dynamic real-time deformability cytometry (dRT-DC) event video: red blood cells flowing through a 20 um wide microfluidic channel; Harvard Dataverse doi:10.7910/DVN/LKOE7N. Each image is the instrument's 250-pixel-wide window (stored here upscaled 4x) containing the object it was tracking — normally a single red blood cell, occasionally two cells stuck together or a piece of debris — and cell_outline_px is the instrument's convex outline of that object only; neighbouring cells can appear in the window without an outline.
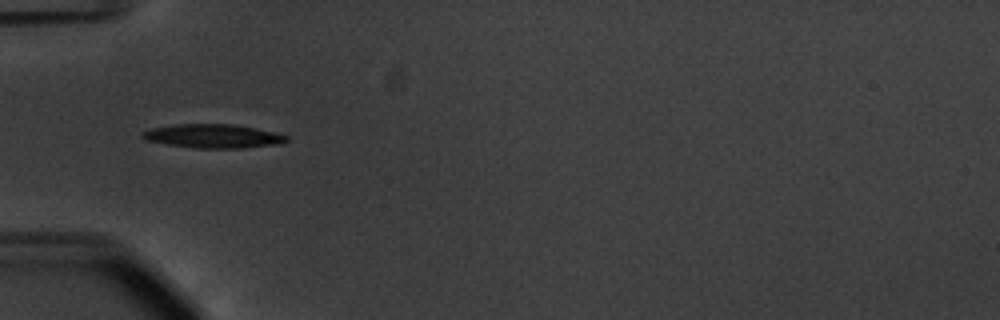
{"species": "common noctule bat (a hibernating species)", "species_latin": "Nyctalus noctula", "temperature_condition": "warm", "stored_images_in_passage": 39, "camera_frame_rate_fps": 3000, "um_per_image_px": 0.085, "animal": {"sex": "male", "body_mass_g": 20.1, "forearm_length_mm": 53.5}, "frame": {"image": 1, "passage_image": 3, "time_ms": 0.667, "image_size_px": [1000, 320], "cell_outline_px": [[288, 140], [276, 144], [240, 148], [196, 148], [168, 144], [144, 140], [140, 136], [140, 132], [152, 128], [176, 124], [236, 124], [276, 132], [288, 136]], "centroid_in_image_um": [18.08, 11.56], "position_along_channel_um": 66.9, "area_um2": 20.0}}
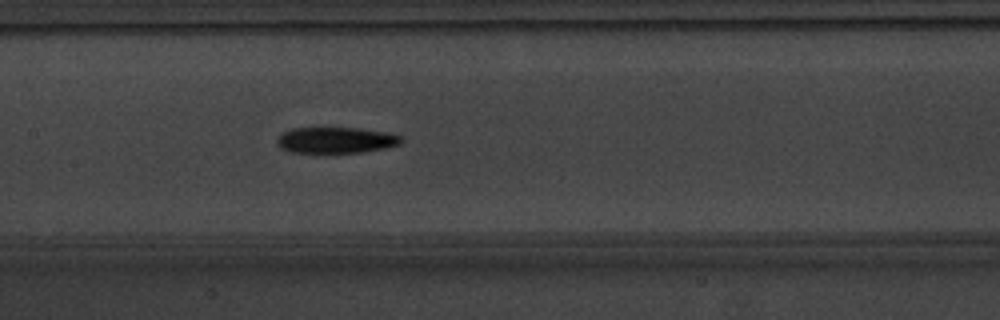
{"frame": {"image": 2, "passage_image": 12, "time_ms": 3.667, "image_size_px": [1000, 320], "cell_outline_px": [[404, 140], [400, 144], [384, 148], [360, 152], [292, 152], [280, 148], [276, 144], [276, 140], [280, 132], [292, 128], [360, 128], [388, 132], [400, 136]], "centroid_in_image_um": [28.52, 11.9], "position_along_channel_um": 178.9, "area_um2": 18.9}}
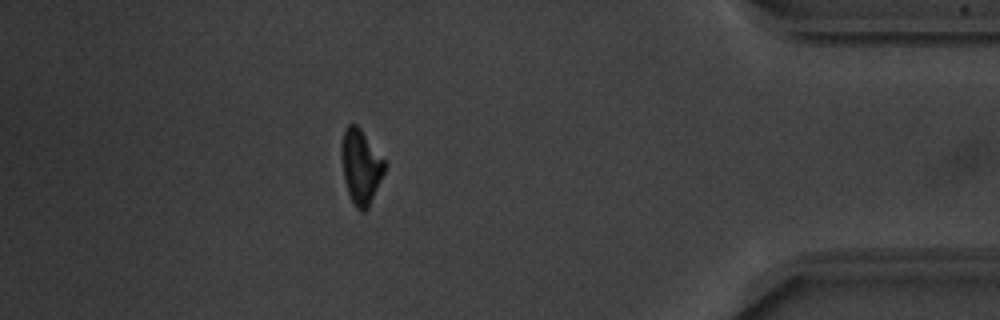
{"frame": {"image": 3, "passage_image": 33, "time_ms": 10.667, "image_size_px": [1000, 320], "cell_outline_px": [[388, 164], [368, 208], [364, 212], [360, 212], [356, 208], [348, 192], [344, 176], [340, 156], [340, 148], [344, 128], [348, 124], [356, 124], [360, 128]], "centroid_in_image_um": [30.67, 14.14], "position_along_channel_um": 404.5, "area_um2": 18.84}, "authors_computed_cell_mechanics": {"area_um2": 18.9584, "velocity_mm_per_s": 3.7631, "shape_relaxation_time_tau1_ms": 2.6395, "shape_relaxation_time_tau2_ms": null, "deformation_change_tau1": 0.1769, "deformation_change_tau2": null}}